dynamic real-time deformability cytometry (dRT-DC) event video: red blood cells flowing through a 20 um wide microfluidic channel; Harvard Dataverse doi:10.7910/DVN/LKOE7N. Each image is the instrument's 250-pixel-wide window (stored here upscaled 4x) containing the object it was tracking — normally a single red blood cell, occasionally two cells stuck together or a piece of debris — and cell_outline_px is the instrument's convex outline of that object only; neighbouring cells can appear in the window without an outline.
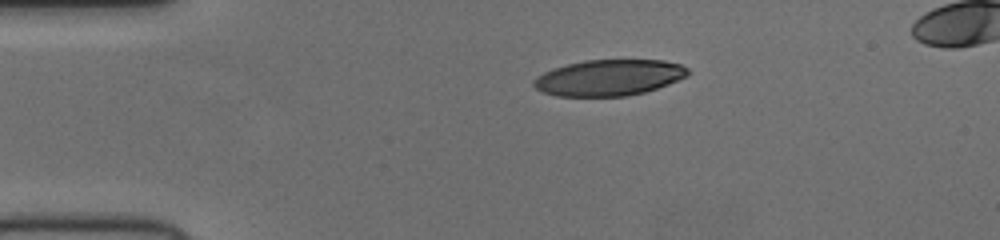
{"species": "human", "species_latin": "Homo sapiens", "temperature_condition": "cold", "stored_images_in_passage": 44, "segment_of_instrument_passage": [1, 2], "camera_frame_rate_fps": 3000, "um_per_image_px": 0.085, "donor": {"sex": "female"}, "frame": {"image": 1, "passage_image": 1, "time_ms": 0.0, "image_size_px": [1000, 240], "cell_outline_px": [[688, 76], [668, 84], [644, 92], [624, 96], [556, 96], [544, 92], [536, 88], [532, 84], [532, 80], [536, 76], [544, 72], [568, 64], [584, 60], [664, 60], [680, 64], [688, 68]], "centroid_in_image_um": [51.76, 6.6], "position_along_channel_um": 33.2, "area_um2": 32.25}}
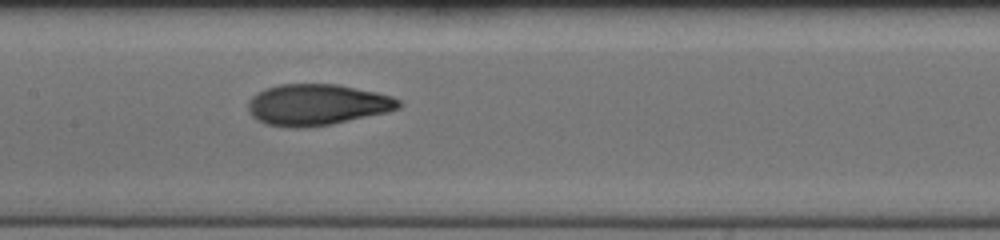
{"frame": {"image": 2, "passage_image": 16, "time_ms": 5.0, "image_size_px": [1000, 240], "cell_outline_px": [[400, 108], [384, 112], [332, 124], [304, 128], [288, 128], [264, 124], [256, 120], [252, 116], [248, 108], [248, 100], [256, 92], [264, 88], [280, 84], [336, 84], [376, 92], [392, 96], [400, 100]], "centroid_in_image_um": [26.88, 8.9], "position_along_channel_um": 180.5, "area_um2": 36.24}}
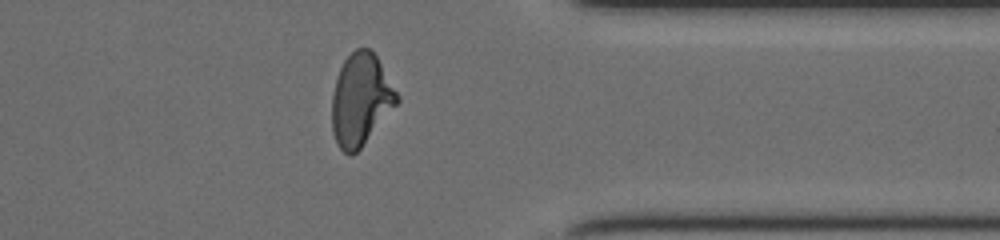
{"frame": {"image": 3, "passage_image": 32, "time_ms": 10.333, "image_size_px": [1000, 240], "cell_outline_px": [[400, 100], [360, 148], [352, 156], [348, 156], [336, 144], [332, 132], [332, 96], [336, 76], [344, 60], [356, 48], [368, 48], [376, 56], [400, 96]], "centroid_in_image_um": [30.64, 8.48], "position_along_channel_um": 380.8, "area_um2": 34.68}}